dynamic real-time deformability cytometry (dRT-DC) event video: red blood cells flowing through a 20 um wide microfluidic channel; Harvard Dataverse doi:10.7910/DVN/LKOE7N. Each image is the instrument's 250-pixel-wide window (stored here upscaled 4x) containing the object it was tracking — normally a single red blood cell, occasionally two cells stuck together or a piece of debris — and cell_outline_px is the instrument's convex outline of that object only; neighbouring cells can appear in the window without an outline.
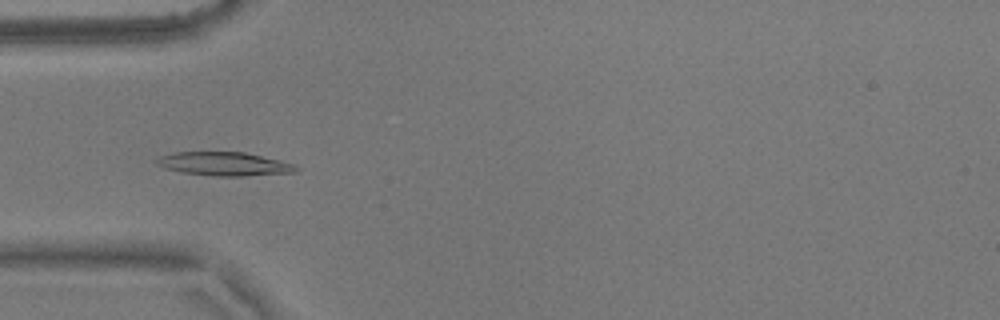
{"species": "common noctule bat (a hibernating species)", "species_latin": "Nyctalus noctula", "temperature_condition": "warm", "stored_images_in_passage": 43, "camera_frame_rate_fps": 3000, "um_per_image_px": 0.085, "animal": {"sex": "male", "body_mass_g": 17.9}, "frame": {"image": 1, "passage_image": 4, "time_ms": 1.0, "image_size_px": [1000, 320], "cell_outline_px": [[300, 168], [296, 172], [244, 176], [212, 176], [180, 172], [164, 168], [156, 160], [160, 156], [176, 152], [244, 152], [280, 160], [296, 164]], "centroid_in_image_um": [19.12, 13.94], "position_along_channel_um": 65.9, "area_um2": 19.19}}
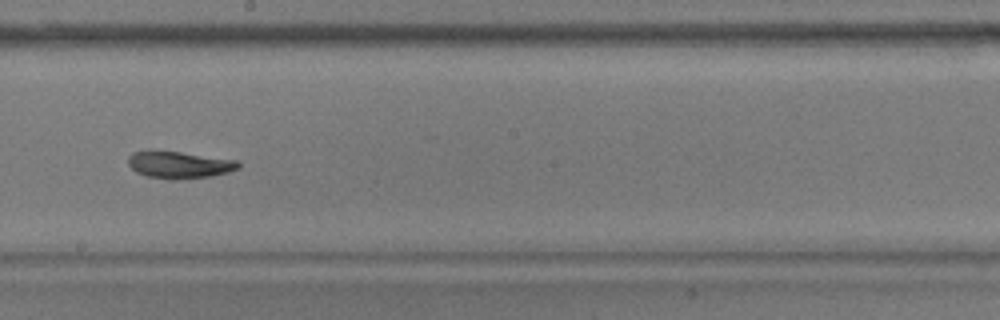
{"frame": {"image": 2, "passage_image": 18, "time_ms": 5.667, "image_size_px": [1000, 320], "cell_outline_px": [[240, 168], [228, 172], [212, 176], [172, 180], [168, 180], [148, 176], [136, 172], [128, 164], [128, 156], [132, 152], [148, 148], [152, 148], [236, 160], [240, 164]], "centroid_in_image_um": [15.16, 13.98], "position_along_channel_um": 233.0, "area_um2": 17.8}}
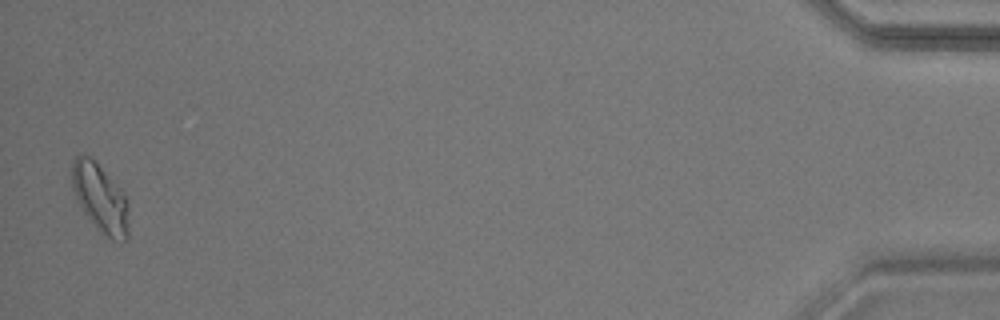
{"frame": {"image": 3, "passage_image": 42, "time_ms": 13.667, "image_size_px": [1000, 320], "cell_outline_px": [[128, 236], [124, 240], [112, 240], [96, 228], [84, 212], [72, 188], [72, 160], [76, 156], [88, 156], [124, 192], [128, 200]], "centroid_in_image_um": [8.54, 16.87], "position_along_channel_um": 426.7, "area_um2": 22.14}, "authors_computed_cell_mechanics": {"area_um2": 17.8602, "velocity_mm_per_s": 3.5752, "shape_relaxation_time_tau1_ms": 7.573, "shape_relaxation_time_tau2_ms": 4.2561, "deformation_change_tau1": 0.1908, "deformation_change_tau2": 0.0889}}